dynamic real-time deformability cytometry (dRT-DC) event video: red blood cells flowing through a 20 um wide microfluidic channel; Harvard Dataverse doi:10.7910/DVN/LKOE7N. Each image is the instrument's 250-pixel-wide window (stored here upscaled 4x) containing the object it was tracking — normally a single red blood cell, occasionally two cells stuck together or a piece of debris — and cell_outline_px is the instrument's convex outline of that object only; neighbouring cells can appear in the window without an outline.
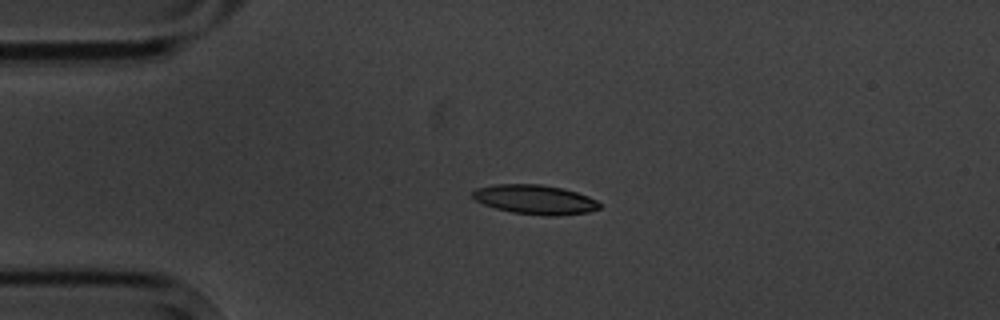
{"species": "common noctule bat (a hibernating species)", "species_latin": "Nyctalus noctula", "temperature_condition": "cold", "stored_images_in_passage": 3, "camera_frame_rate_fps": 3000, "um_per_image_px": 0.085, "animal": {"sex": "male", "body_mass_g": 20.1, "forearm_length_mm": 53.5}, "frame": {"image": 1, "passage_image": 3, "time_ms": 2.333, "image_size_px": [1000, 320], "cell_outline_px": [[600, 208], [588, 212], [556, 216], [548, 216], [512, 212], [496, 208], [484, 204], [476, 200], [472, 196], [472, 192], [476, 188], [496, 184], [540, 184], [564, 188], [588, 196], [596, 200], [600, 204]], "centroid_in_image_um": [45.48, 16.95], "position_along_channel_um": 39.5, "area_um2": 21.68}}